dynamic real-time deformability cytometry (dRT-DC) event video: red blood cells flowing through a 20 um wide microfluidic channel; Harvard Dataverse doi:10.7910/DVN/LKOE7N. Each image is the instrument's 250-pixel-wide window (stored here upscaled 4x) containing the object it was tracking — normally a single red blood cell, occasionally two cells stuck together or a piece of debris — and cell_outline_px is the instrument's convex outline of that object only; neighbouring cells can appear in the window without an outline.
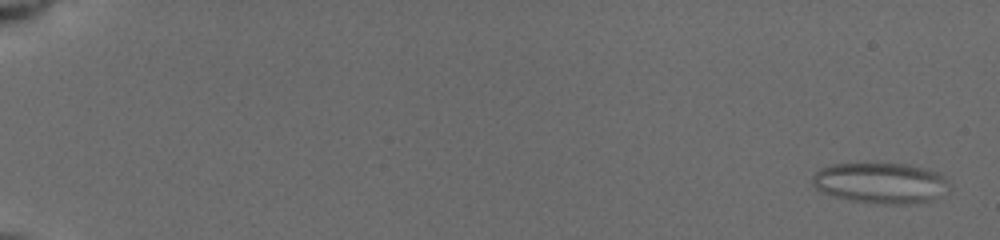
{"species": "common noctule bat (a hibernating species)", "species_latin": "Nyctalus noctula", "temperature_condition": "cold", "stored_images_in_passage": 10, "camera_frame_rate_fps": 3000, "um_per_image_px": 0.085, "animal": {"sex": "female", "body_mass_g": 19.5, "forearm_length_mm": 54.1}, "frame": {"image": 1, "passage_image": 2, "time_ms": 0.333, "image_size_px": [1000, 240], "cell_outline_px": [[948, 184], [932, 200], [904, 204], [888, 204], [852, 200], [836, 196], [824, 192], [816, 188], [812, 184], [812, 176], [820, 168], [836, 164], [900, 164], [920, 168], [936, 172], [948, 180]], "centroid_in_image_um": [74.78, 15.55], "position_along_channel_um": 10.2, "area_um2": 31.39}}